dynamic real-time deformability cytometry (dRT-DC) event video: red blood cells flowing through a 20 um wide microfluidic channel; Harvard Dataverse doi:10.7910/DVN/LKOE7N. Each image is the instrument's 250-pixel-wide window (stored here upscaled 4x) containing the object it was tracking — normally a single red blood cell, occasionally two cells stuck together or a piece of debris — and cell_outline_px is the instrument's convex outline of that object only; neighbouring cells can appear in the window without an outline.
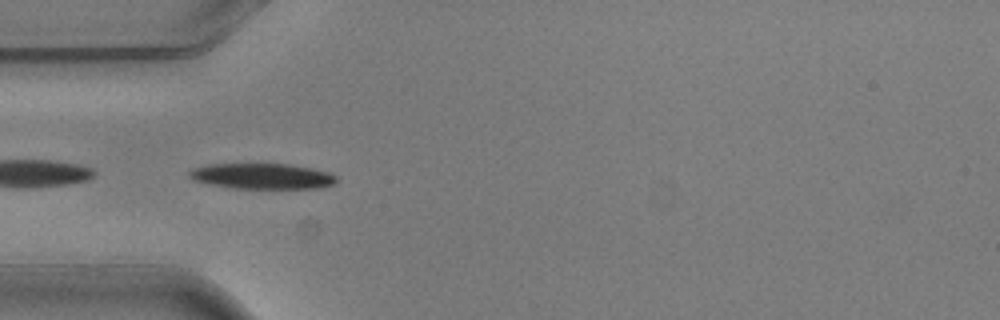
{"species": "common noctule bat (a hibernating species)", "species_latin": "Nyctalus noctula", "temperature_condition": "warm", "stored_images_in_passage": 3, "camera_frame_rate_fps": 3000, "um_per_image_px": 0.085, "animal": {"sex": "male", "body_mass_g": 20.5, "forearm_length_mm": 52.5}, "frame": {"image": 1, "passage_image": 2, "time_ms": 0.333, "image_size_px": [1000, 320], "cell_outline_px": [[336, 184], [316, 188], [232, 188], [192, 180], [188, 176], [188, 172], [192, 168], [208, 164], [288, 164], [312, 168], [328, 172], [336, 176]], "centroid_in_image_um": [22.26, 14.97], "position_along_channel_um": 62.7, "area_um2": 21.91}}